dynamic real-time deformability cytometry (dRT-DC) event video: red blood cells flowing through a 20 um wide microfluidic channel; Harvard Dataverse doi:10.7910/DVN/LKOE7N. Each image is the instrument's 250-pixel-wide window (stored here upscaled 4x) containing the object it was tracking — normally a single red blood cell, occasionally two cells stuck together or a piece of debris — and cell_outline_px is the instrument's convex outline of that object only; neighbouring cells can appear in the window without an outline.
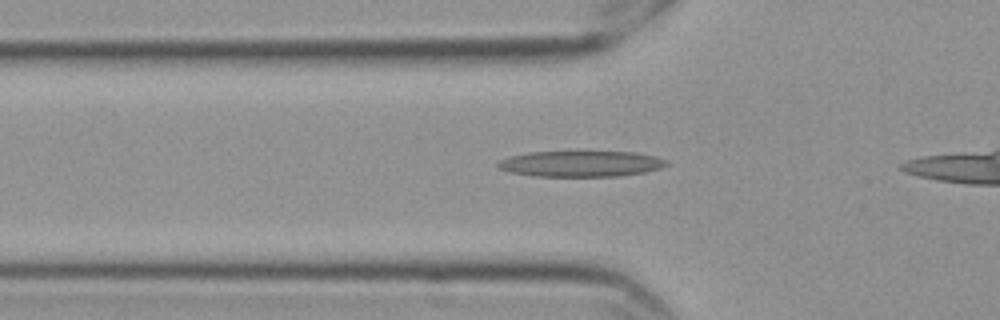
{"species": "Egyptian fruit bat (a non-hibernating species)", "species_latin": "Rousettus aegyptiacus", "temperature_condition": "cold", "stored_images_in_passage": 37, "camera_frame_rate_fps": 3000, "um_per_image_px": 0.085, "frame": {"image": 1, "passage_image": 10, "time_ms": 3.0, "image_size_px": [1000, 320], "cell_outline_px": [[668, 164], [660, 168], [644, 172], [620, 176], [536, 176], [512, 172], [500, 168], [496, 164], [500, 160], [512, 156], [532, 152], [636, 152], [668, 160]], "centroid_in_image_um": [49.41, 13.92], "position_along_channel_um": 76.4, "area_um2": 25.03}}
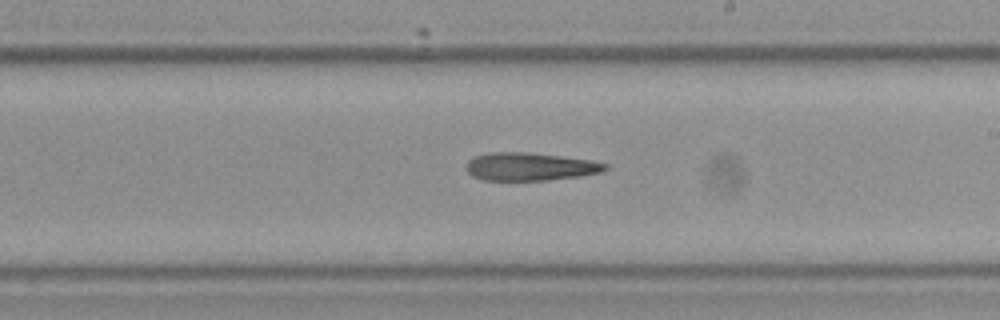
{"frame": {"image": 2, "passage_image": 24, "time_ms": 7.667, "image_size_px": [1000, 320], "cell_outline_px": [[608, 168], [600, 172], [580, 176], [548, 180], [484, 180], [472, 176], [468, 172], [468, 160], [476, 156], [488, 152], [528, 152], [588, 160], [608, 164]], "centroid_in_image_um": [45.04, 14.16], "position_along_channel_um": 244.0, "area_um2": 22.37}}
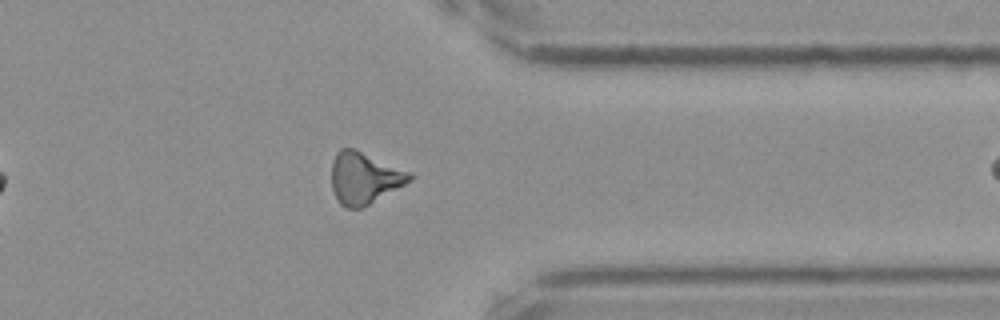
{"frame": {"image": 3, "passage_image": 36, "time_ms": 11.667, "image_size_px": [1000, 320], "cell_outline_px": [[412, 180], [368, 204], [360, 208], [344, 208], [340, 204], [332, 188], [332, 160], [336, 152], [340, 148], [352, 148], [412, 172]], "centroid_in_image_um": [30.94, 15.12], "position_along_channel_um": 380.5, "area_um2": 23.24}}